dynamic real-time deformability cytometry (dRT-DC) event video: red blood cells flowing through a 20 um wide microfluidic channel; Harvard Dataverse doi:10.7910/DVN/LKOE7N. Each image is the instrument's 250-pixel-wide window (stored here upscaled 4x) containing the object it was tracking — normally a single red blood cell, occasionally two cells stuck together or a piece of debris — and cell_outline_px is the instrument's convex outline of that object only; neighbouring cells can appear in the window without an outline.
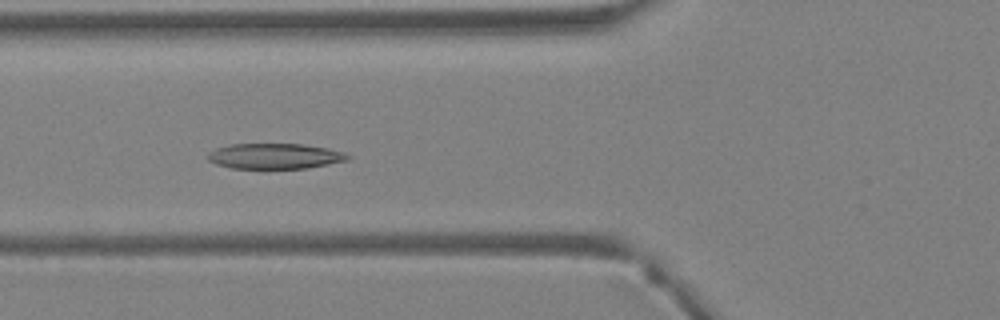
{"species": "Egyptian fruit bat (a non-hibernating species)", "species_latin": "Rousettus aegyptiacus", "temperature_condition": "warm", "stored_images_in_passage": 37, "camera_frame_rate_fps": 3000, "um_per_image_px": 0.085, "animal": {"sex": "female"}, "frame": {"image": 1, "passage_image": 12, "time_ms": 3.667, "image_size_px": [1000, 320], "cell_outline_px": [[352, 156], [348, 160], [308, 168], [232, 168], [216, 164], [208, 160], [208, 152], [216, 148], [228, 144], [304, 144], [328, 148], [344, 152]], "centroid_in_image_um": [23.37, 13.26], "position_along_channel_um": 102.4, "area_um2": 20.81}}
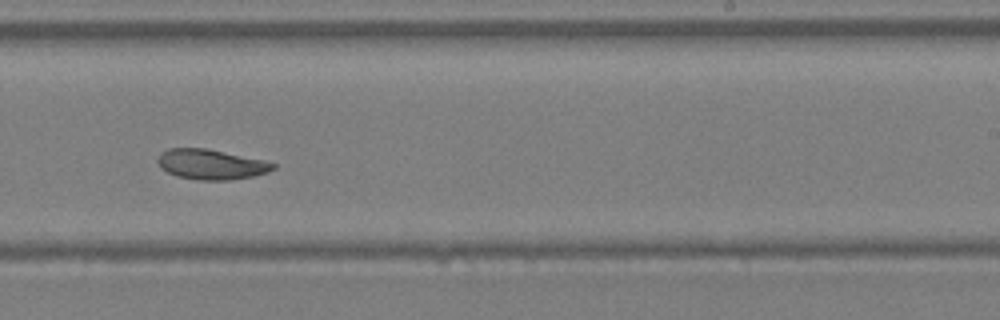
{"frame": {"image": 2, "passage_image": 22, "time_ms": 7.0, "image_size_px": [1000, 320], "cell_outline_px": [[276, 168], [268, 172], [252, 176], [228, 180], [200, 180], [176, 176], [160, 168], [156, 160], [160, 152], [168, 148], [204, 148], [264, 160], [276, 164]], "centroid_in_image_um": [17.9, 13.97], "position_along_channel_um": 271.1, "area_um2": 20.23}}
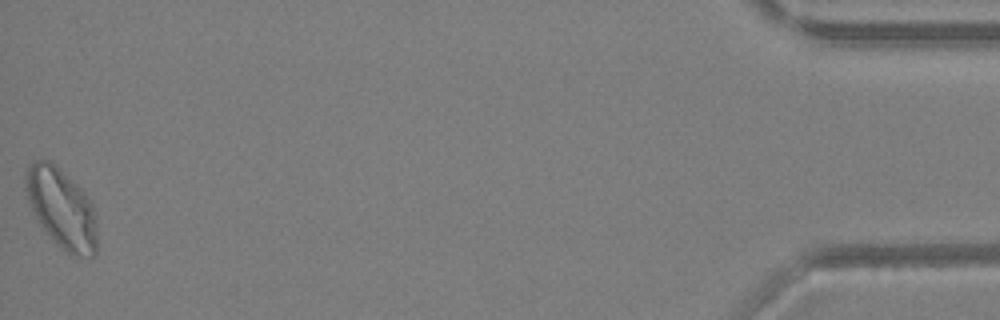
{"frame": {"image": 3, "passage_image": 37, "time_ms": 12.0, "image_size_px": [1000, 320], "cell_outline_px": [[96, 252], [92, 256], [72, 256], [64, 252], [56, 244], [40, 224], [28, 200], [24, 176], [28, 168], [36, 160], [48, 160], [80, 188], [84, 192], [92, 204], [96, 216]], "centroid_in_image_um": [5.25, 17.76], "position_along_channel_um": 430.0, "area_um2": 32.66}}